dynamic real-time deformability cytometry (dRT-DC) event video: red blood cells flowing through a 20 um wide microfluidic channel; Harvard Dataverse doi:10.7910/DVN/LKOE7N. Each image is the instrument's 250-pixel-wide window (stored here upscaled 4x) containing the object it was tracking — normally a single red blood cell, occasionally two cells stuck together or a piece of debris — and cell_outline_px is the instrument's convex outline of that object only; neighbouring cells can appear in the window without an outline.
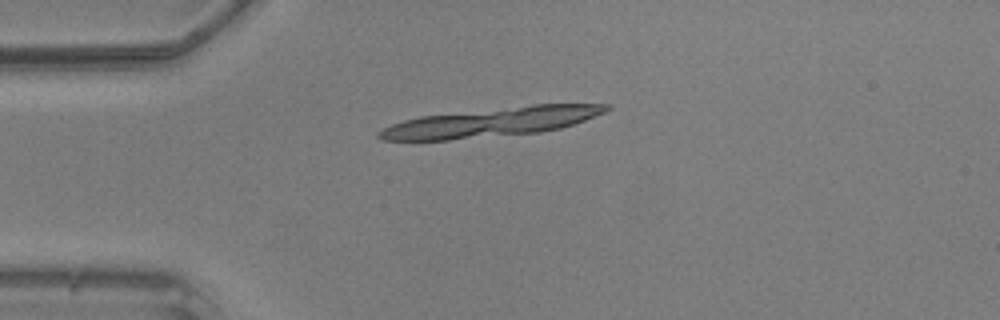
{"species": "common noctule bat (a hibernating species)", "species_latin": "Nyctalus noctula", "temperature_condition": "warm", "stored_images_in_passage": 17, "segment_of_instrument_passage": [4, 4], "camera_frame_rate_fps": 3000, "um_per_image_px": 0.085, "animal": {"sex": "male", "body_mass_g": 20.5, "forearm_length_mm": 52.5}, "frame": {"image": 1, "passage_image": 12, "time_ms": 3.667, "image_size_px": [1000, 320], "cell_outline_px": [[492, 116], [484, 128], [460, 136], [440, 140], [400, 140], [400, 124], [412, 120], [432, 116]], "centroid_in_image_um": [37.53, 10.82], "position_along_channel_um": 47.5, "area_um2": 12.43}}